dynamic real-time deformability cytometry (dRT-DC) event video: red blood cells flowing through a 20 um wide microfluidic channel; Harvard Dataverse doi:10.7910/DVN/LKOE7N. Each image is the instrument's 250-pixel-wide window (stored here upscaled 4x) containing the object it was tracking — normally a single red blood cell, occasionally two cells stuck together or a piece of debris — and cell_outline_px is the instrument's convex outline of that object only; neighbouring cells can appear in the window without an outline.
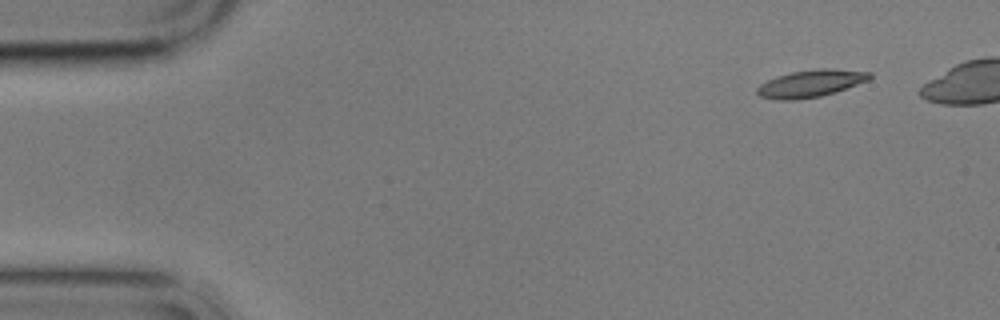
{"species": "common noctule bat (a hibernating species)", "species_latin": "Nyctalus noctula", "temperature_condition": "cold", "stored_images_in_passage": 6, "camera_frame_rate_fps": 3000, "um_per_image_px": 0.085, "animal": {"sex": "male", "body_mass_g": 17.9}, "frame": {"image": 1, "passage_image": 1, "time_ms": 0.0, "image_size_px": [1000, 320], "cell_outline_px": [[872, 76], [868, 80], [820, 96], [796, 100], [776, 100], [760, 96], [756, 92], [756, 88], [760, 84], [776, 76], [792, 72], [820, 68], [828, 68], [872, 72]], "centroid_in_image_um": [68.86, 7.09], "position_along_channel_um": 16.1, "area_um2": 17.63}}